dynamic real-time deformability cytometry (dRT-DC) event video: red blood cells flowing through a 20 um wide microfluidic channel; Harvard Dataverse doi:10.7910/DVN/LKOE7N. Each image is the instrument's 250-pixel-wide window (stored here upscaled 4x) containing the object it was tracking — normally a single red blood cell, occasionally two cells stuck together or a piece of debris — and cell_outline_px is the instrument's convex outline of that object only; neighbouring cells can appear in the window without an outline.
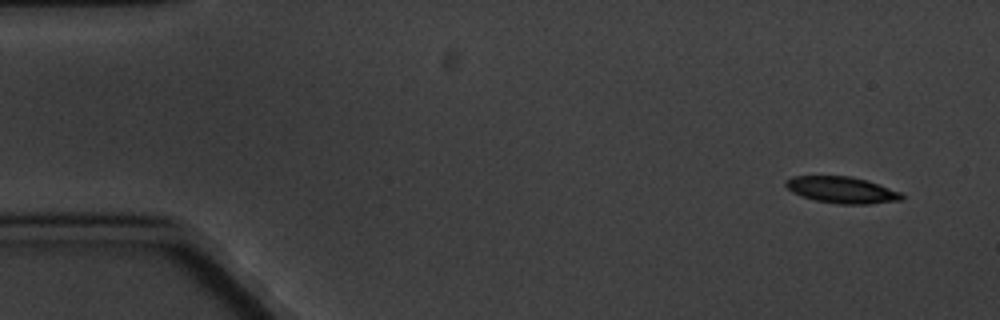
{"species": "common noctule bat (a hibernating species)", "species_latin": "Nyctalus noctula", "temperature_condition": "cold", "stored_images_in_passage": 6, "camera_frame_rate_fps": 3000, "um_per_image_px": 0.085, "animal": {"sex": "male", "body_mass_g": 20.1, "forearm_length_mm": 53.5}, "frame": {"image": 1, "passage_image": 1, "time_ms": 0.0, "image_size_px": [1000, 320], "cell_outline_px": [[904, 200], [868, 204], [840, 204], [816, 200], [800, 196], [792, 192], [784, 184], [784, 180], [792, 176], [852, 176], [900, 192], [904, 196]], "centroid_in_image_um": [71.52, 16.15], "position_along_channel_um": 13.5, "area_um2": 17.8}}
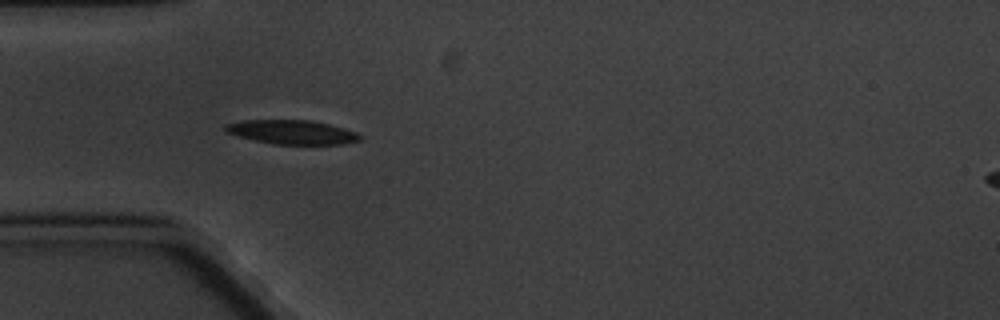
{"frame": {"image": 2, "passage_image": 5, "time_ms": 4.667, "image_size_px": [1000, 320], "cell_outline_px": [[364, 136], [360, 140], [344, 144], [272, 144], [224, 132], [224, 124], [240, 120], [312, 120], [344, 128], [356, 132]], "centroid_in_image_um": [24.82, 11.22], "position_along_channel_um": 60.2, "area_um2": 18.96}}